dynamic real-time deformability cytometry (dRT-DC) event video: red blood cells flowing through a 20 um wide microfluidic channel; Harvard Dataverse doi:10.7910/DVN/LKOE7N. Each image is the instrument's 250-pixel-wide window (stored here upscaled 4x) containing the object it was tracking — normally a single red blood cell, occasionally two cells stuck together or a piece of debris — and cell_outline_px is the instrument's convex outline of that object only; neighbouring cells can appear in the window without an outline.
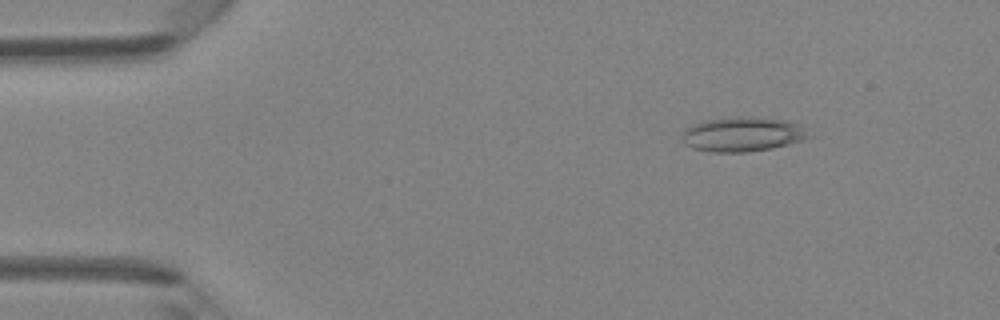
{"species": "Egyptian fruit bat (a non-hibernating species)", "species_latin": "Rousettus aegyptiacus", "temperature_condition": "room temperature", "stored_images_in_passage": 45, "camera_frame_rate_fps": 3000, "um_per_image_px": 0.085, "animal": {"sex": "female"}, "frame": {"image": 1, "passage_image": 6, "time_ms": 1.667, "image_size_px": [1000, 320], "cell_outline_px": [[816, 136], [804, 140], [772, 148], [748, 152], [712, 152], [692, 148], [684, 144], [680, 136], [684, 128], [692, 124], [704, 120], [728, 116], [752, 116], [788, 120], [800, 124]], "centroid_in_image_um": [63.14, 11.39], "position_along_channel_um": 21.9, "area_um2": 26.41}}
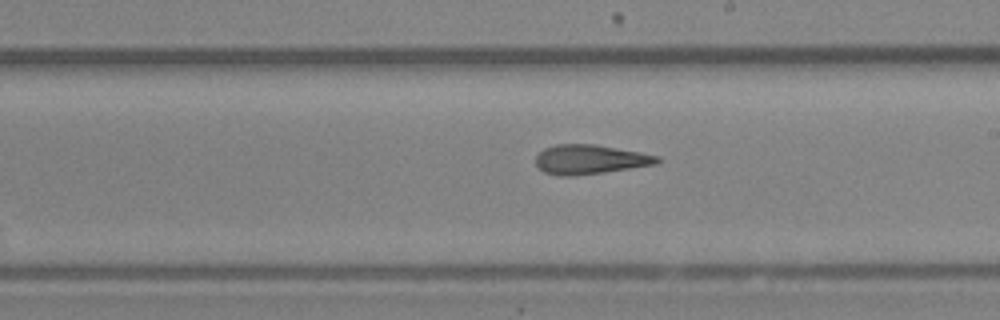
{"frame": {"image": 2, "passage_image": 26, "time_ms": 8.333, "image_size_px": [1000, 320], "cell_outline_px": [[660, 160], [656, 164], [604, 172], [572, 176], [560, 176], [544, 172], [536, 164], [536, 156], [544, 148], [556, 144], [592, 144], [640, 152], [660, 156]], "centroid_in_image_um": [50.13, 13.55], "position_along_channel_um": 238.9, "area_um2": 20.63}}
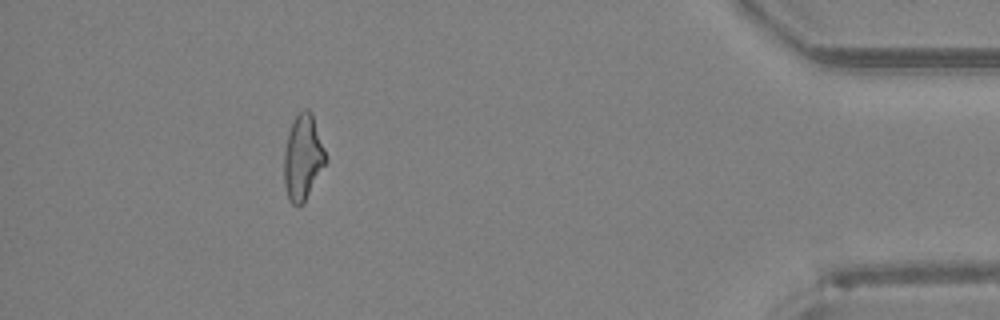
{"frame": {"image": 3, "passage_image": 41, "time_ms": 13.333, "image_size_px": [1000, 320], "cell_outline_px": [[328, 160], [304, 204], [300, 208], [296, 208], [288, 200], [284, 184], [284, 152], [288, 132], [292, 120], [304, 108], [308, 108], [312, 112]], "centroid_in_image_um": [25.74, 13.43], "position_along_channel_um": 409.5, "area_um2": 21.21}}